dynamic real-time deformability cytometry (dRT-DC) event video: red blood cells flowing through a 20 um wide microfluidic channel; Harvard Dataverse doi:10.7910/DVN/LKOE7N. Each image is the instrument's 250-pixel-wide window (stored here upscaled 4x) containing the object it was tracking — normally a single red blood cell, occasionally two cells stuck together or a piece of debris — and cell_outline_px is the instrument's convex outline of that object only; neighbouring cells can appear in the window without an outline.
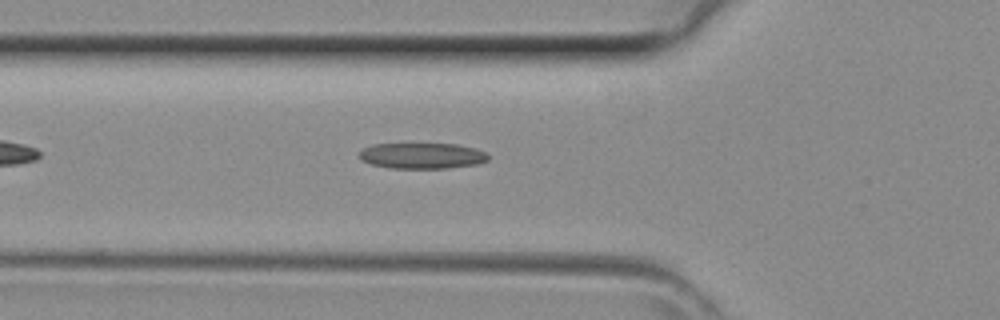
{"species": "common noctule bat (a hibernating species)", "species_latin": "Nyctalus noctula", "temperature_condition": "room temperature", "stored_images_in_passage": 32, "camera_frame_rate_fps": 3000, "um_per_image_px": 0.085, "animal": {"sex": "female", "body_mass_g": 29.2, "forearm_length_mm": 56.3}, "frame": {"image": 1, "passage_image": 6, "time_ms": 1.667, "image_size_px": [1000, 320], "cell_outline_px": [[488, 160], [476, 164], [448, 168], [392, 168], [372, 164], [364, 160], [360, 156], [360, 152], [364, 148], [372, 144], [456, 144], [472, 148], [484, 152], [488, 156]], "centroid_in_image_um": [35.88, 13.24], "position_along_channel_um": 89.9, "area_um2": 19.02}}
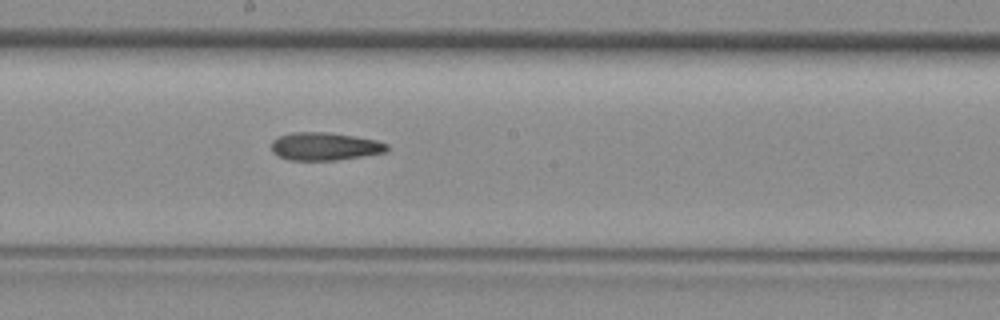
{"frame": {"image": 2, "passage_image": 14, "time_ms": 4.333, "image_size_px": [1000, 320], "cell_outline_px": [[388, 152], [364, 156], [336, 160], [288, 160], [276, 156], [272, 152], [272, 140], [276, 136], [292, 132], [328, 132], [376, 140], [388, 144]], "centroid_in_image_um": [27.57, 12.44], "position_along_channel_um": 220.6, "area_um2": 19.02}}
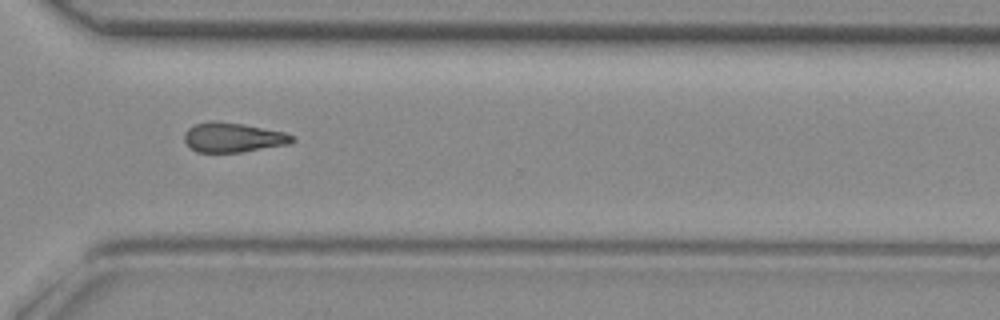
{"frame": {"image": 3, "passage_image": 22, "time_ms": 7.0, "image_size_px": [1000, 320], "cell_outline_px": [[296, 140], [292, 144], [240, 152], [196, 152], [184, 140], [184, 132], [188, 128], [196, 124], [208, 120], [216, 120], [244, 124], [284, 132], [296, 136]], "centroid_in_image_um": [19.84, 11.67], "position_along_channel_um": 350.8, "area_um2": 18.84}}